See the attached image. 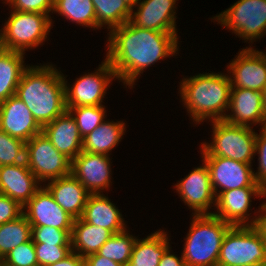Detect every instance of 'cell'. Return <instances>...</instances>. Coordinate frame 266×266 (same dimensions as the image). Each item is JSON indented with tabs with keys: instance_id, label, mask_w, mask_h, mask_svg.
I'll return each mask as SVG.
<instances>
[{
	"instance_id": "cell-1",
	"label": "cell",
	"mask_w": 266,
	"mask_h": 266,
	"mask_svg": "<svg viewBox=\"0 0 266 266\" xmlns=\"http://www.w3.org/2000/svg\"><path fill=\"white\" fill-rule=\"evenodd\" d=\"M107 34L105 59L125 88H134L137 85L135 82L147 68L179 54L177 32L140 28L129 20Z\"/></svg>"
},
{
	"instance_id": "cell-2",
	"label": "cell",
	"mask_w": 266,
	"mask_h": 266,
	"mask_svg": "<svg viewBox=\"0 0 266 266\" xmlns=\"http://www.w3.org/2000/svg\"><path fill=\"white\" fill-rule=\"evenodd\" d=\"M39 65H29L23 71L15 95L43 127L67 109L63 73L52 63Z\"/></svg>"
},
{
	"instance_id": "cell-3",
	"label": "cell",
	"mask_w": 266,
	"mask_h": 266,
	"mask_svg": "<svg viewBox=\"0 0 266 266\" xmlns=\"http://www.w3.org/2000/svg\"><path fill=\"white\" fill-rule=\"evenodd\" d=\"M198 73L183 77L179 95L192 122L223 120L230 102L231 81L228 73Z\"/></svg>"
},
{
	"instance_id": "cell-4",
	"label": "cell",
	"mask_w": 266,
	"mask_h": 266,
	"mask_svg": "<svg viewBox=\"0 0 266 266\" xmlns=\"http://www.w3.org/2000/svg\"><path fill=\"white\" fill-rule=\"evenodd\" d=\"M182 257L187 266H217L223 238L232 226L214 214L191 215Z\"/></svg>"
},
{
	"instance_id": "cell-5",
	"label": "cell",
	"mask_w": 266,
	"mask_h": 266,
	"mask_svg": "<svg viewBox=\"0 0 266 266\" xmlns=\"http://www.w3.org/2000/svg\"><path fill=\"white\" fill-rule=\"evenodd\" d=\"M212 141L201 142V157H225L252 164L255 158V129L230 124L224 120L210 122Z\"/></svg>"
},
{
	"instance_id": "cell-6",
	"label": "cell",
	"mask_w": 266,
	"mask_h": 266,
	"mask_svg": "<svg viewBox=\"0 0 266 266\" xmlns=\"http://www.w3.org/2000/svg\"><path fill=\"white\" fill-rule=\"evenodd\" d=\"M10 11L0 29L3 49L26 53L28 49L37 48L47 41L54 26L52 18L42 13Z\"/></svg>"
},
{
	"instance_id": "cell-7",
	"label": "cell",
	"mask_w": 266,
	"mask_h": 266,
	"mask_svg": "<svg viewBox=\"0 0 266 266\" xmlns=\"http://www.w3.org/2000/svg\"><path fill=\"white\" fill-rule=\"evenodd\" d=\"M217 265L266 266V239L258 225L231 226L223 238Z\"/></svg>"
},
{
	"instance_id": "cell-8",
	"label": "cell",
	"mask_w": 266,
	"mask_h": 266,
	"mask_svg": "<svg viewBox=\"0 0 266 266\" xmlns=\"http://www.w3.org/2000/svg\"><path fill=\"white\" fill-rule=\"evenodd\" d=\"M211 19L252 45L266 35V0H238Z\"/></svg>"
},
{
	"instance_id": "cell-9",
	"label": "cell",
	"mask_w": 266,
	"mask_h": 266,
	"mask_svg": "<svg viewBox=\"0 0 266 266\" xmlns=\"http://www.w3.org/2000/svg\"><path fill=\"white\" fill-rule=\"evenodd\" d=\"M98 66L94 72H85L76 78L72 86L63 74L67 110L72 107L104 105L103 98H105L110 84L112 85V81H115L117 77L106 59Z\"/></svg>"
},
{
	"instance_id": "cell-10",
	"label": "cell",
	"mask_w": 266,
	"mask_h": 266,
	"mask_svg": "<svg viewBox=\"0 0 266 266\" xmlns=\"http://www.w3.org/2000/svg\"><path fill=\"white\" fill-rule=\"evenodd\" d=\"M25 162L41 184L71 174V160L60 153L43 132L26 142Z\"/></svg>"
},
{
	"instance_id": "cell-11",
	"label": "cell",
	"mask_w": 266,
	"mask_h": 266,
	"mask_svg": "<svg viewBox=\"0 0 266 266\" xmlns=\"http://www.w3.org/2000/svg\"><path fill=\"white\" fill-rule=\"evenodd\" d=\"M252 198L266 199V191L261 186L241 187L233 190L223 191L216 198V207L213 214L232 226L258 225L261 207L252 212ZM253 217V218H251Z\"/></svg>"
},
{
	"instance_id": "cell-12",
	"label": "cell",
	"mask_w": 266,
	"mask_h": 266,
	"mask_svg": "<svg viewBox=\"0 0 266 266\" xmlns=\"http://www.w3.org/2000/svg\"><path fill=\"white\" fill-rule=\"evenodd\" d=\"M173 187L183 203L192 209V215L213 214L216 196L212 188L209 169L203 160L201 166L193 168Z\"/></svg>"
},
{
	"instance_id": "cell-13",
	"label": "cell",
	"mask_w": 266,
	"mask_h": 266,
	"mask_svg": "<svg viewBox=\"0 0 266 266\" xmlns=\"http://www.w3.org/2000/svg\"><path fill=\"white\" fill-rule=\"evenodd\" d=\"M202 160L209 169L216 198L226 190L260 186L254 178L253 164H246L225 157H202Z\"/></svg>"
},
{
	"instance_id": "cell-14",
	"label": "cell",
	"mask_w": 266,
	"mask_h": 266,
	"mask_svg": "<svg viewBox=\"0 0 266 266\" xmlns=\"http://www.w3.org/2000/svg\"><path fill=\"white\" fill-rule=\"evenodd\" d=\"M241 48L226 66L231 88H245L262 92L266 84V60L259 50Z\"/></svg>"
},
{
	"instance_id": "cell-15",
	"label": "cell",
	"mask_w": 266,
	"mask_h": 266,
	"mask_svg": "<svg viewBox=\"0 0 266 266\" xmlns=\"http://www.w3.org/2000/svg\"><path fill=\"white\" fill-rule=\"evenodd\" d=\"M111 156L82 151L71 161V174L90 194H103L112 186ZM104 190V191H103Z\"/></svg>"
},
{
	"instance_id": "cell-16",
	"label": "cell",
	"mask_w": 266,
	"mask_h": 266,
	"mask_svg": "<svg viewBox=\"0 0 266 266\" xmlns=\"http://www.w3.org/2000/svg\"><path fill=\"white\" fill-rule=\"evenodd\" d=\"M23 215L31 227L49 226L72 230L74 222V218L55 202L54 197L44 185L23 206Z\"/></svg>"
},
{
	"instance_id": "cell-17",
	"label": "cell",
	"mask_w": 266,
	"mask_h": 266,
	"mask_svg": "<svg viewBox=\"0 0 266 266\" xmlns=\"http://www.w3.org/2000/svg\"><path fill=\"white\" fill-rule=\"evenodd\" d=\"M230 113H229V112ZM224 121L253 128L258 125L266 126V118L263 110L262 92L245 89L231 88L230 102Z\"/></svg>"
},
{
	"instance_id": "cell-18",
	"label": "cell",
	"mask_w": 266,
	"mask_h": 266,
	"mask_svg": "<svg viewBox=\"0 0 266 266\" xmlns=\"http://www.w3.org/2000/svg\"><path fill=\"white\" fill-rule=\"evenodd\" d=\"M178 0H140L132 9L130 21L140 28L159 32H178L176 11Z\"/></svg>"
},
{
	"instance_id": "cell-19",
	"label": "cell",
	"mask_w": 266,
	"mask_h": 266,
	"mask_svg": "<svg viewBox=\"0 0 266 266\" xmlns=\"http://www.w3.org/2000/svg\"><path fill=\"white\" fill-rule=\"evenodd\" d=\"M0 129L24 142L42 132L31 111L16 95L0 103Z\"/></svg>"
},
{
	"instance_id": "cell-20",
	"label": "cell",
	"mask_w": 266,
	"mask_h": 266,
	"mask_svg": "<svg viewBox=\"0 0 266 266\" xmlns=\"http://www.w3.org/2000/svg\"><path fill=\"white\" fill-rule=\"evenodd\" d=\"M42 185L26 162L0 166V193L17 201L22 207Z\"/></svg>"
},
{
	"instance_id": "cell-21",
	"label": "cell",
	"mask_w": 266,
	"mask_h": 266,
	"mask_svg": "<svg viewBox=\"0 0 266 266\" xmlns=\"http://www.w3.org/2000/svg\"><path fill=\"white\" fill-rule=\"evenodd\" d=\"M42 132L52 145L71 161L82 152L83 138L75 119L68 110L54 121L44 125Z\"/></svg>"
},
{
	"instance_id": "cell-22",
	"label": "cell",
	"mask_w": 266,
	"mask_h": 266,
	"mask_svg": "<svg viewBox=\"0 0 266 266\" xmlns=\"http://www.w3.org/2000/svg\"><path fill=\"white\" fill-rule=\"evenodd\" d=\"M43 185L65 212L74 219L81 218L90 193L72 174L50 180Z\"/></svg>"
},
{
	"instance_id": "cell-23",
	"label": "cell",
	"mask_w": 266,
	"mask_h": 266,
	"mask_svg": "<svg viewBox=\"0 0 266 266\" xmlns=\"http://www.w3.org/2000/svg\"><path fill=\"white\" fill-rule=\"evenodd\" d=\"M81 218L87 223L108 229L112 234L120 233L128 227L116 204L104 193L88 196Z\"/></svg>"
},
{
	"instance_id": "cell-24",
	"label": "cell",
	"mask_w": 266,
	"mask_h": 266,
	"mask_svg": "<svg viewBox=\"0 0 266 266\" xmlns=\"http://www.w3.org/2000/svg\"><path fill=\"white\" fill-rule=\"evenodd\" d=\"M169 237L167 231L162 229L143 239L137 236L128 266H158L163 254L171 246Z\"/></svg>"
},
{
	"instance_id": "cell-25",
	"label": "cell",
	"mask_w": 266,
	"mask_h": 266,
	"mask_svg": "<svg viewBox=\"0 0 266 266\" xmlns=\"http://www.w3.org/2000/svg\"><path fill=\"white\" fill-rule=\"evenodd\" d=\"M126 130V123L122 120L116 122L105 120L83 138L82 151L109 156L123 139Z\"/></svg>"
},
{
	"instance_id": "cell-26",
	"label": "cell",
	"mask_w": 266,
	"mask_h": 266,
	"mask_svg": "<svg viewBox=\"0 0 266 266\" xmlns=\"http://www.w3.org/2000/svg\"><path fill=\"white\" fill-rule=\"evenodd\" d=\"M112 235L108 229L87 223L82 218L74 219L71 233L72 251L81 257L97 253Z\"/></svg>"
},
{
	"instance_id": "cell-27",
	"label": "cell",
	"mask_w": 266,
	"mask_h": 266,
	"mask_svg": "<svg viewBox=\"0 0 266 266\" xmlns=\"http://www.w3.org/2000/svg\"><path fill=\"white\" fill-rule=\"evenodd\" d=\"M25 53L1 49L0 50V103L16 94L26 65Z\"/></svg>"
},
{
	"instance_id": "cell-28",
	"label": "cell",
	"mask_w": 266,
	"mask_h": 266,
	"mask_svg": "<svg viewBox=\"0 0 266 266\" xmlns=\"http://www.w3.org/2000/svg\"><path fill=\"white\" fill-rule=\"evenodd\" d=\"M92 3L96 14V30L106 27L110 32L131 18L132 9L123 0H92Z\"/></svg>"
},
{
	"instance_id": "cell-29",
	"label": "cell",
	"mask_w": 266,
	"mask_h": 266,
	"mask_svg": "<svg viewBox=\"0 0 266 266\" xmlns=\"http://www.w3.org/2000/svg\"><path fill=\"white\" fill-rule=\"evenodd\" d=\"M53 12L90 30L96 29V14L92 0H54Z\"/></svg>"
},
{
	"instance_id": "cell-30",
	"label": "cell",
	"mask_w": 266,
	"mask_h": 266,
	"mask_svg": "<svg viewBox=\"0 0 266 266\" xmlns=\"http://www.w3.org/2000/svg\"><path fill=\"white\" fill-rule=\"evenodd\" d=\"M31 239V224L22 214L17 219L0 225V258Z\"/></svg>"
},
{
	"instance_id": "cell-31",
	"label": "cell",
	"mask_w": 266,
	"mask_h": 266,
	"mask_svg": "<svg viewBox=\"0 0 266 266\" xmlns=\"http://www.w3.org/2000/svg\"><path fill=\"white\" fill-rule=\"evenodd\" d=\"M136 238L128 229L113 234L97 253L122 266H128Z\"/></svg>"
},
{
	"instance_id": "cell-32",
	"label": "cell",
	"mask_w": 266,
	"mask_h": 266,
	"mask_svg": "<svg viewBox=\"0 0 266 266\" xmlns=\"http://www.w3.org/2000/svg\"><path fill=\"white\" fill-rule=\"evenodd\" d=\"M68 111L75 119L82 138L90 134L107 118V110L104 105L72 107Z\"/></svg>"
},
{
	"instance_id": "cell-33",
	"label": "cell",
	"mask_w": 266,
	"mask_h": 266,
	"mask_svg": "<svg viewBox=\"0 0 266 266\" xmlns=\"http://www.w3.org/2000/svg\"><path fill=\"white\" fill-rule=\"evenodd\" d=\"M26 142L0 129V166L25 163Z\"/></svg>"
},
{
	"instance_id": "cell-34",
	"label": "cell",
	"mask_w": 266,
	"mask_h": 266,
	"mask_svg": "<svg viewBox=\"0 0 266 266\" xmlns=\"http://www.w3.org/2000/svg\"><path fill=\"white\" fill-rule=\"evenodd\" d=\"M38 266L61 261L72 252L71 244L34 243Z\"/></svg>"
},
{
	"instance_id": "cell-35",
	"label": "cell",
	"mask_w": 266,
	"mask_h": 266,
	"mask_svg": "<svg viewBox=\"0 0 266 266\" xmlns=\"http://www.w3.org/2000/svg\"><path fill=\"white\" fill-rule=\"evenodd\" d=\"M6 266H38L32 239L18 245L3 258Z\"/></svg>"
},
{
	"instance_id": "cell-36",
	"label": "cell",
	"mask_w": 266,
	"mask_h": 266,
	"mask_svg": "<svg viewBox=\"0 0 266 266\" xmlns=\"http://www.w3.org/2000/svg\"><path fill=\"white\" fill-rule=\"evenodd\" d=\"M72 230H62L49 226L31 227V239L34 243L71 244Z\"/></svg>"
},
{
	"instance_id": "cell-37",
	"label": "cell",
	"mask_w": 266,
	"mask_h": 266,
	"mask_svg": "<svg viewBox=\"0 0 266 266\" xmlns=\"http://www.w3.org/2000/svg\"><path fill=\"white\" fill-rule=\"evenodd\" d=\"M10 10L19 12H33L47 14L51 18L54 8V0H6Z\"/></svg>"
},
{
	"instance_id": "cell-38",
	"label": "cell",
	"mask_w": 266,
	"mask_h": 266,
	"mask_svg": "<svg viewBox=\"0 0 266 266\" xmlns=\"http://www.w3.org/2000/svg\"><path fill=\"white\" fill-rule=\"evenodd\" d=\"M260 129L259 134L256 132L255 155L258 156V167L257 171H254V178L266 191V126H263Z\"/></svg>"
},
{
	"instance_id": "cell-39",
	"label": "cell",
	"mask_w": 266,
	"mask_h": 266,
	"mask_svg": "<svg viewBox=\"0 0 266 266\" xmlns=\"http://www.w3.org/2000/svg\"><path fill=\"white\" fill-rule=\"evenodd\" d=\"M23 214V207L15 200L0 193V225L13 221Z\"/></svg>"
},
{
	"instance_id": "cell-40",
	"label": "cell",
	"mask_w": 266,
	"mask_h": 266,
	"mask_svg": "<svg viewBox=\"0 0 266 266\" xmlns=\"http://www.w3.org/2000/svg\"><path fill=\"white\" fill-rule=\"evenodd\" d=\"M84 266H122L109 258L103 257L98 253H93L84 257Z\"/></svg>"
},
{
	"instance_id": "cell-41",
	"label": "cell",
	"mask_w": 266,
	"mask_h": 266,
	"mask_svg": "<svg viewBox=\"0 0 266 266\" xmlns=\"http://www.w3.org/2000/svg\"><path fill=\"white\" fill-rule=\"evenodd\" d=\"M171 249L172 246L165 251L158 266H187L182 254L181 257H178V255L174 254Z\"/></svg>"
},
{
	"instance_id": "cell-42",
	"label": "cell",
	"mask_w": 266,
	"mask_h": 266,
	"mask_svg": "<svg viewBox=\"0 0 266 266\" xmlns=\"http://www.w3.org/2000/svg\"><path fill=\"white\" fill-rule=\"evenodd\" d=\"M47 266H84V257H81L79 254L72 251L61 261H57L56 263Z\"/></svg>"
},
{
	"instance_id": "cell-43",
	"label": "cell",
	"mask_w": 266,
	"mask_h": 266,
	"mask_svg": "<svg viewBox=\"0 0 266 266\" xmlns=\"http://www.w3.org/2000/svg\"><path fill=\"white\" fill-rule=\"evenodd\" d=\"M258 227L262 230L266 239V201L262 202Z\"/></svg>"
},
{
	"instance_id": "cell-44",
	"label": "cell",
	"mask_w": 266,
	"mask_h": 266,
	"mask_svg": "<svg viewBox=\"0 0 266 266\" xmlns=\"http://www.w3.org/2000/svg\"><path fill=\"white\" fill-rule=\"evenodd\" d=\"M262 98H263V110H264V116L266 118V84L262 91Z\"/></svg>"
},
{
	"instance_id": "cell-45",
	"label": "cell",
	"mask_w": 266,
	"mask_h": 266,
	"mask_svg": "<svg viewBox=\"0 0 266 266\" xmlns=\"http://www.w3.org/2000/svg\"><path fill=\"white\" fill-rule=\"evenodd\" d=\"M131 9L139 3L140 0H123Z\"/></svg>"
},
{
	"instance_id": "cell-46",
	"label": "cell",
	"mask_w": 266,
	"mask_h": 266,
	"mask_svg": "<svg viewBox=\"0 0 266 266\" xmlns=\"http://www.w3.org/2000/svg\"><path fill=\"white\" fill-rule=\"evenodd\" d=\"M217 266H256V265H217Z\"/></svg>"
},
{
	"instance_id": "cell-47",
	"label": "cell",
	"mask_w": 266,
	"mask_h": 266,
	"mask_svg": "<svg viewBox=\"0 0 266 266\" xmlns=\"http://www.w3.org/2000/svg\"><path fill=\"white\" fill-rule=\"evenodd\" d=\"M0 266H6V263L4 262L3 258H0Z\"/></svg>"
},
{
	"instance_id": "cell-48",
	"label": "cell",
	"mask_w": 266,
	"mask_h": 266,
	"mask_svg": "<svg viewBox=\"0 0 266 266\" xmlns=\"http://www.w3.org/2000/svg\"><path fill=\"white\" fill-rule=\"evenodd\" d=\"M260 52L263 55V57L265 58V60H266V52L264 53V51L262 52L261 50H260Z\"/></svg>"
}]
</instances>
